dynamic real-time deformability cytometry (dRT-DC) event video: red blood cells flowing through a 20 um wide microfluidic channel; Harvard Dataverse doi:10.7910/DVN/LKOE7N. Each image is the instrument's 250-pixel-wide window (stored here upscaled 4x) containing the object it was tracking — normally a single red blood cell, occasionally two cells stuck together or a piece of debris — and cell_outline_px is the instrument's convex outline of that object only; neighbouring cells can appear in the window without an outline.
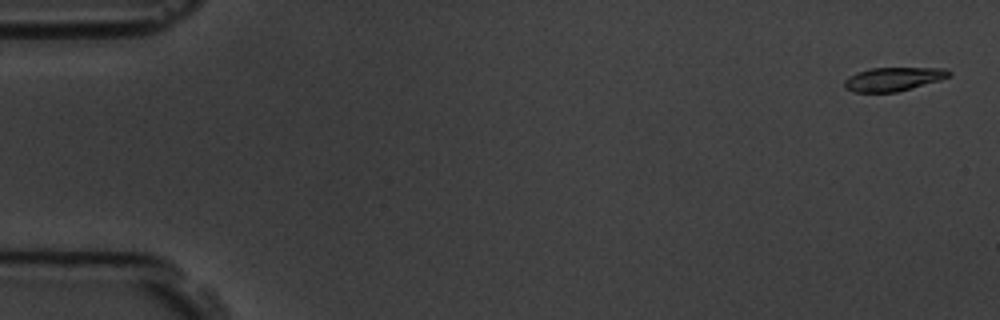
{"species": "common noctule bat (a hibernating species)", "species_latin": "Nyctalus noctula", "temperature_condition": "room temperature", "stored_images_in_passage": 4, "camera_frame_rate_fps": 3000, "um_per_image_px": 0.085, "animal": {"sex": "male", "body_mass_g": 19.5, "forearm_length_mm": 54.6}, "frame": {"image": 1, "passage_image": 1, "time_ms": 0.0, "image_size_px": [1000, 320], "cell_outline_px": [[952, 72], [948, 76], [940, 80], [896, 92], [852, 92], [844, 88], [844, 80], [848, 76], [868, 68], [948, 68]], "centroid_in_image_um": [75.9, 6.72], "position_along_channel_um": 9.1, "area_um2": 14.45}}